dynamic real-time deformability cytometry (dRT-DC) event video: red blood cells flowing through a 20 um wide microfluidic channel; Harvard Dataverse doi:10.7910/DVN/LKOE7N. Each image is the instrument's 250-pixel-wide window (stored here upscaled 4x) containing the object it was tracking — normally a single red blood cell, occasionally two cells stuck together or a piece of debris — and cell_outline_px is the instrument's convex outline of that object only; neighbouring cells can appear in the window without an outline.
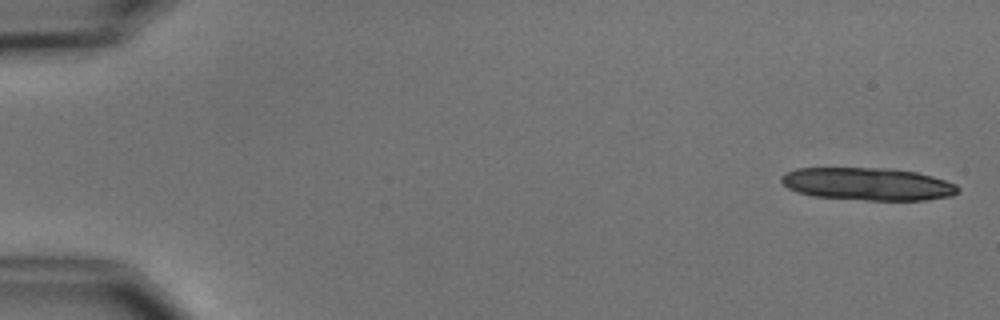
{"species": "common noctule bat (a hibernating species)", "species_latin": "Nyctalus noctula", "temperature_condition": "cold", "stored_images_in_passage": 5, "camera_frame_rate_fps": 3000, "um_per_image_px": 0.085, "animal": {"sex": "male", "body_mass_g": 15.6}, "frame": {"image": 1, "passage_image": 1, "time_ms": 0.0, "image_size_px": [1000, 320], "cell_outline_px": [[960, 192], [952, 196], [924, 200], [864, 200], [812, 196], [796, 192], [788, 188], [780, 180], [780, 176], [784, 172], [796, 168], [888, 168], [916, 172], [932, 176], [956, 184], [960, 188]], "centroid_in_image_um": [73.74, 15.64], "position_along_channel_um": 11.3, "area_um2": 33.87}}